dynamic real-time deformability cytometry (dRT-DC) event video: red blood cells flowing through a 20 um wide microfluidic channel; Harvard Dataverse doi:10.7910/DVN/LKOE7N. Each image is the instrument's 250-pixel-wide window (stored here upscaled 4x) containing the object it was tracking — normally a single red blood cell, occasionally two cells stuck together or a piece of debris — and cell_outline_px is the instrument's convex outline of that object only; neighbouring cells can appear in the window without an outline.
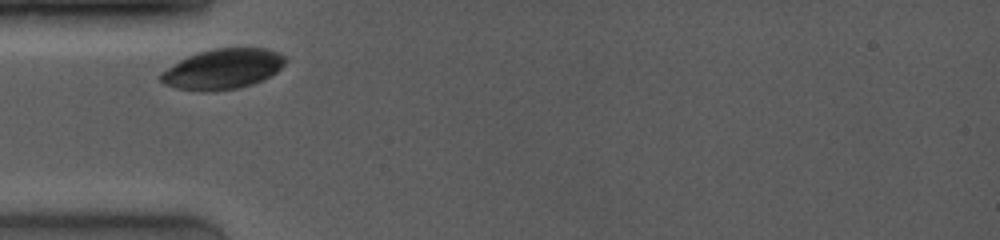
{"species": "common noctule bat (a hibernating species)", "species_latin": "Nyctalus noctula", "temperature_condition": "room temperature", "stored_images_in_passage": 25, "camera_frame_rate_fps": 4000, "um_per_image_px": 0.085, "animal": {"sex": "female", "body_mass_g": 19.0, "forearm_length_mm": 53.3}, "frame": {"image": 1, "passage_image": 1, "time_ms": 0.0, "image_size_px": [1000, 240], "cell_outline_px": [[288, 60], [276, 72], [264, 80], [252, 84], [236, 88], [212, 92], [200, 92], [176, 88], [164, 84], [160, 80], [160, 72], [180, 60], [196, 52], [216, 48], [264, 48], [276, 52], [284, 56]], "centroid_in_image_um": [18.91, 5.88], "position_along_channel_um": 66.1, "area_um2": 29.36}}
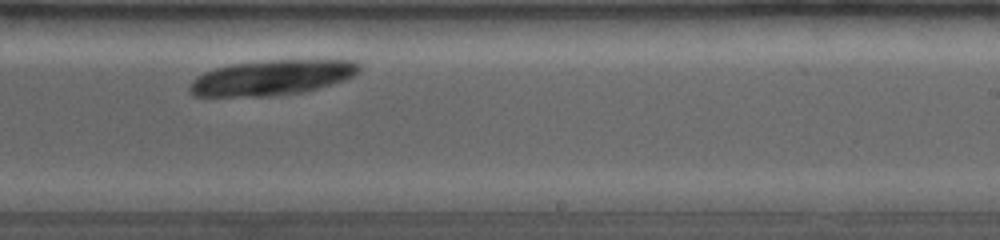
{"frame": {"image": 2, "passage_image": 14, "time_ms": 5.25, "image_size_px": [1000, 240], "cell_outline_px": [[360, 72], [344, 80], [304, 92], [268, 96], [192, 96], [188, 88], [192, 80], [196, 76], [204, 72], [216, 68], [232, 64], [268, 60], [356, 60], [360, 64]], "centroid_in_image_um": [23.11, 6.59], "position_along_channel_um": 265.9, "area_um2": 34.74}}
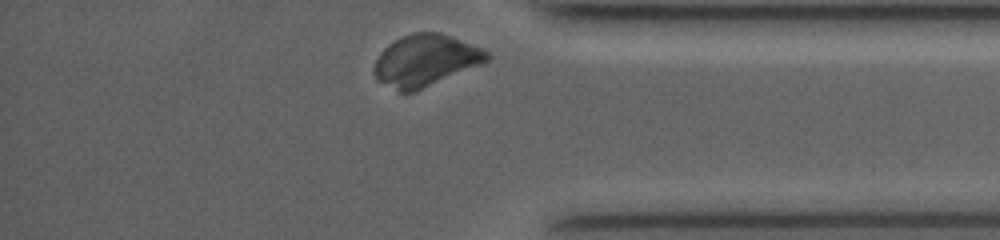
{"frame": {"image": 3, "passage_image": 24, "time_ms": 8.75, "image_size_px": [1000, 240], "cell_outline_px": [[492, 56], [488, 60], [480, 64], [416, 92], [400, 92], [376, 80], [372, 72], [372, 68], [380, 52], [388, 44], [412, 32], [440, 32], [480, 48], [488, 52]], "centroid_in_image_um": [36.11, 5.15], "position_along_channel_um": 399.1, "area_um2": 33.76}}